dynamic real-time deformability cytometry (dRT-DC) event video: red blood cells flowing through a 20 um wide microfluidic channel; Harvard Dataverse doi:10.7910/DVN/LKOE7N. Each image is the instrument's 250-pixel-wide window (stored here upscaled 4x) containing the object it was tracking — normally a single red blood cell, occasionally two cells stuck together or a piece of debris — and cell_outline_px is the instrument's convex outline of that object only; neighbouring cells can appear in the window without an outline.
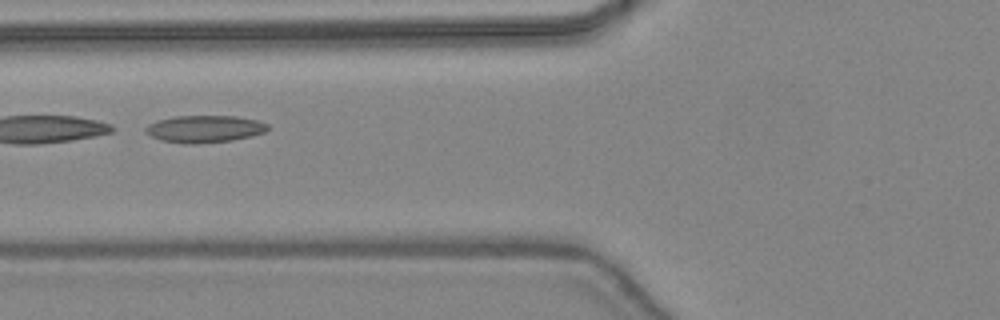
{"species": "common noctule bat (a hibernating species)", "species_latin": "Nyctalus noctula", "temperature_condition": "warm", "stored_images_in_passage": 47, "camera_frame_rate_fps": 3000, "um_per_image_px": 0.085, "animal": {"sex": "female", "body_mass_g": 24.6, "forearm_length_mm": 56.2}, "frame": {"image": 1, "passage_image": 20, "time_ms": 6.333, "image_size_px": [1000, 320], "cell_outline_px": [[268, 128], [264, 132], [252, 136], [232, 140], [196, 144], [184, 144], [160, 140], [152, 136], [144, 128], [148, 124], [160, 120], [176, 116], [236, 116], [256, 120], [268, 124]], "centroid_in_image_um": [17.4, 10.96], "position_along_channel_um": 108.4, "area_um2": 19.19}}